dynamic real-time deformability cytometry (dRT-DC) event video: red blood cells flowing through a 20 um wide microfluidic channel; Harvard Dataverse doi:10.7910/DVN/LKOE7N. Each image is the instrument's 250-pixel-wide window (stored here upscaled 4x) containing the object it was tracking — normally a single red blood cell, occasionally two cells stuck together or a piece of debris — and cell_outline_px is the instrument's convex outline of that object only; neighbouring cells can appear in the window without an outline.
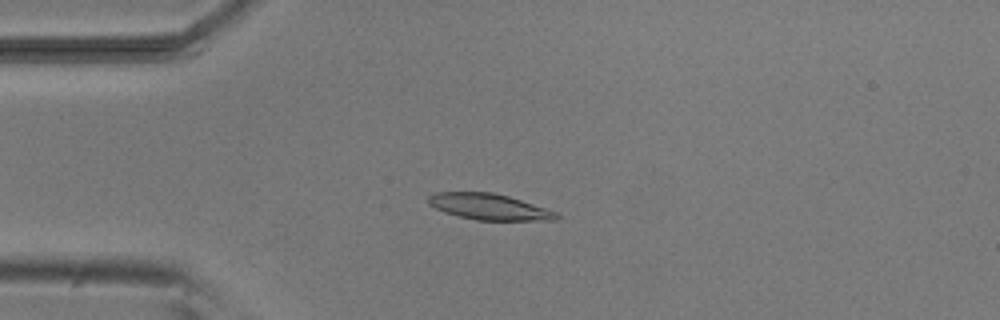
{"species": "common noctule bat (a hibernating species)", "species_latin": "Nyctalus noctula", "temperature_condition": "room temperature", "stored_images_in_passage": 43, "camera_frame_rate_fps": 3000, "um_per_image_px": 0.085, "animal": {"sex": "male", "body_mass_g": 20.5, "forearm_length_mm": 52.5}, "frame": {"image": 1, "passage_image": 3, "time_ms": 0.667, "image_size_px": [1000, 320], "cell_outline_px": [[560, 220], [476, 220], [444, 212], [428, 204], [428, 196], [436, 192], [492, 192], [508, 196], [560, 212]], "centroid_in_image_um": [41.63, 17.58], "position_along_channel_um": 43.4, "area_um2": 19.54}}
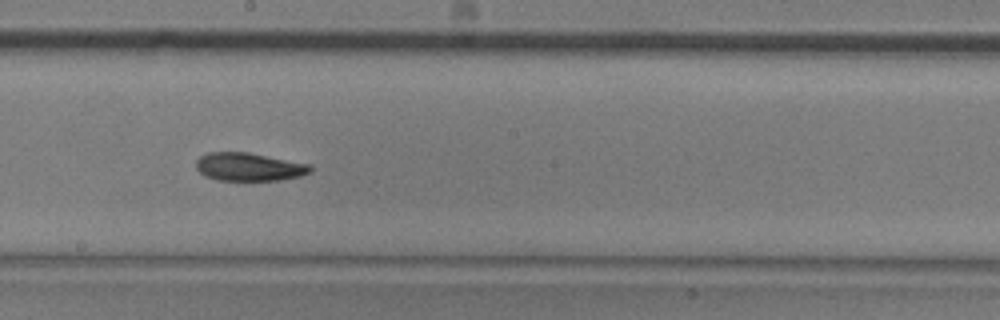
{"frame": {"image": 2, "passage_image": 19, "time_ms": 6.0, "image_size_px": [1000, 320], "cell_outline_px": [[312, 172], [300, 176], [280, 180], [216, 180], [204, 176], [196, 168], [196, 160], [200, 156], [208, 152], [248, 152], [312, 164]], "centroid_in_image_um": [21.18, 14.18], "position_along_channel_um": 227.0, "area_um2": 18.96}}
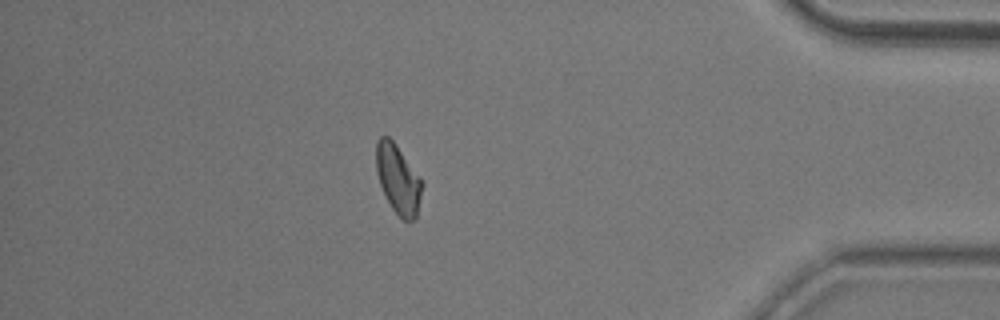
{"frame": {"image": 3, "passage_image": 36, "time_ms": 11.667, "image_size_px": [1000, 320], "cell_outline_px": [[424, 184], [416, 220], [404, 220], [392, 208], [380, 184], [376, 172], [376, 140], [380, 136], [388, 136], [396, 144], [424, 180]], "centroid_in_image_um": [33.87, 15.2], "position_along_channel_um": 401.3, "area_um2": 18.73}, "authors_computed_cell_mechanics": {"area_um2": 18.9584, "velocity_mm_per_s": 3.8018, "shape_relaxation_time_tau1_ms": 6.5766, "shape_relaxation_time_tau2_ms": 5.5188, "deformation_change_tau1": 0.1678, "deformation_change_tau2": 0.1127}}